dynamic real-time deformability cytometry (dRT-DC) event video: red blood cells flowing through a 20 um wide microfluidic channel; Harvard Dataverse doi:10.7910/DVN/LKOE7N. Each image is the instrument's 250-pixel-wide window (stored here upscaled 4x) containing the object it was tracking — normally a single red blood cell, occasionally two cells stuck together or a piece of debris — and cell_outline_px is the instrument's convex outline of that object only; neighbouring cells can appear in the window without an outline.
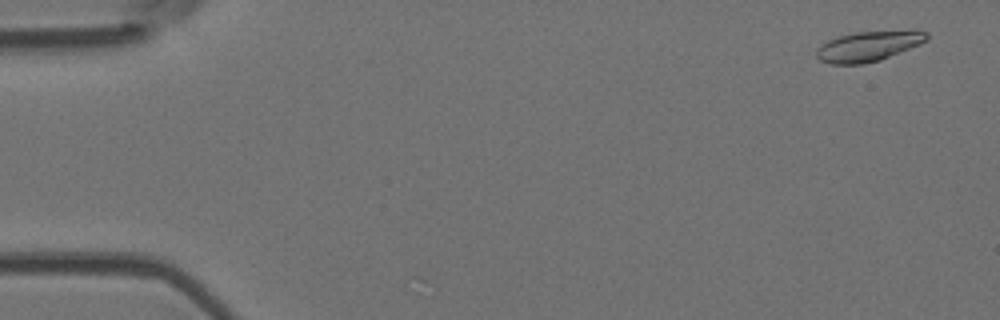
{"species": "Egyptian fruit bat (a non-hibernating species)", "species_latin": "Rousettus aegyptiacus", "temperature_condition": "room temperature", "stored_images_in_passage": 4, "camera_frame_rate_fps": 3000, "um_per_image_px": 0.085, "animal": {"sex": "female"}, "frame": {"image": 1, "passage_image": 1, "time_ms": 0.0, "image_size_px": [1000, 320], "cell_outline_px": [[928, 40], [920, 44], [880, 60], [864, 64], [832, 64], [820, 60], [816, 56], [816, 48], [820, 44], [836, 36], [856, 32], [928, 32]], "centroid_in_image_um": [73.72, 3.96], "position_along_channel_um": 11.3, "area_um2": 18.96}}
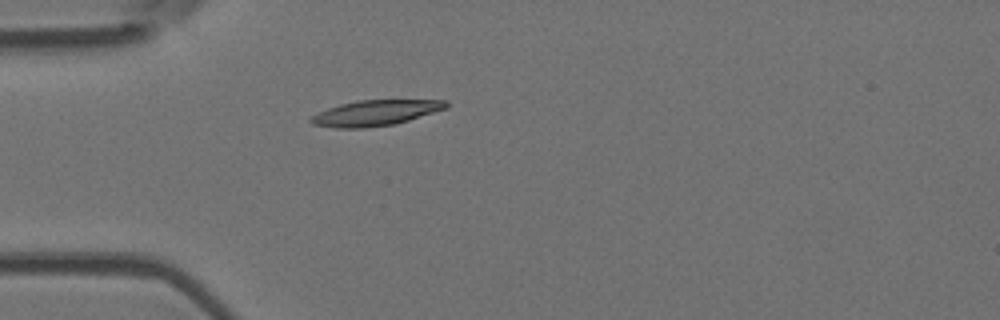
{"frame": {"image": 2, "passage_image": 4, "time_ms": 4.333, "image_size_px": [1000, 320], "cell_outline_px": [[448, 108], [396, 124], [364, 128], [336, 128], [312, 124], [308, 120], [312, 116], [328, 108], [340, 104], [360, 100], [448, 100]], "centroid_in_image_um": [31.93, 9.6], "position_along_channel_um": 53.1, "area_um2": 20.11}}